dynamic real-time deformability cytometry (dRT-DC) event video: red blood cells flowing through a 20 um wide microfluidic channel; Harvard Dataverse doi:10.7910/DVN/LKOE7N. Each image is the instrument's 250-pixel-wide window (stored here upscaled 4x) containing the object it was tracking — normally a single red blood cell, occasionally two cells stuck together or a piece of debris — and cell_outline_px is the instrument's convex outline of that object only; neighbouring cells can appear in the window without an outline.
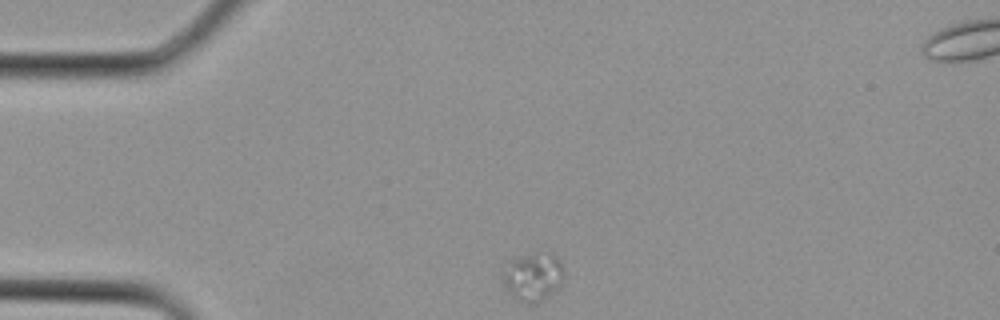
{"species": "Egyptian fruit bat (a non-hibernating species)", "species_latin": "Rousettus aegyptiacus", "temperature_condition": "cold", "stored_images_in_passage": 2, "camera_frame_rate_fps": 3000, "um_per_image_px": 0.085, "animal": {"sex": "female"}, "frame": {"image": 1, "passage_image": 1, "time_ms": 0.0, "image_size_px": [1000, 320], "cell_outline_px": [[564, 272], [560, 284], [548, 296], [536, 304], [520, 304], [504, 288], [500, 280], [500, 272], [512, 260], [524, 256], [548, 252], [552, 252], [556, 256], [564, 268]], "centroid_in_image_um": [45.25, 23.57], "position_along_channel_um": 39.8, "area_um2": 17.51}}